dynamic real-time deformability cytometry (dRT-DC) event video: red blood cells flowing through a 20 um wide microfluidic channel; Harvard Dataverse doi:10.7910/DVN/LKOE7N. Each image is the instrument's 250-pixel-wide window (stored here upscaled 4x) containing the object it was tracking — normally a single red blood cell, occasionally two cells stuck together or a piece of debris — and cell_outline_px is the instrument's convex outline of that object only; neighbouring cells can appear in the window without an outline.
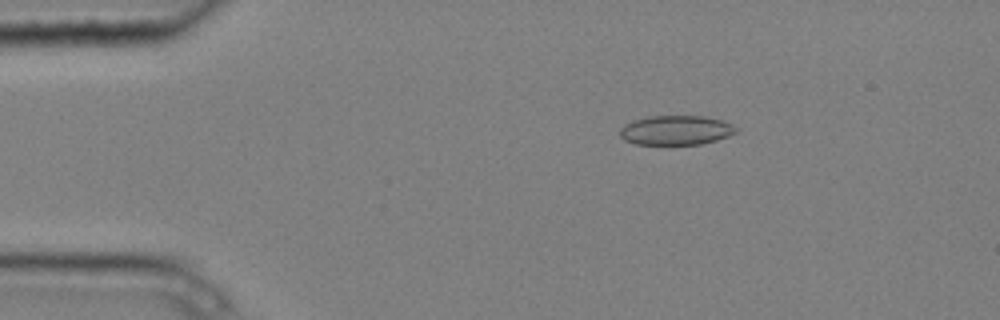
{"species": "common noctule bat (a hibernating species)", "species_latin": "Nyctalus noctula", "temperature_condition": "cold", "stored_images_in_passage": 5, "camera_frame_rate_fps": 3000, "um_per_image_px": 0.085, "animal": {"sex": "male", "body_mass_g": 20.4}, "frame": {"image": 1, "passage_image": 2, "time_ms": 0.333, "image_size_px": [1000, 320], "cell_outline_px": [[740, 128], [736, 132], [728, 136], [716, 140], [700, 144], [636, 144], [624, 140], [620, 136], [620, 128], [624, 124], [632, 120], [648, 116], [704, 116], [720, 120], [732, 124]], "centroid_in_image_um": [57.44, 11.06], "position_along_channel_um": 27.6, "area_um2": 20.0}}
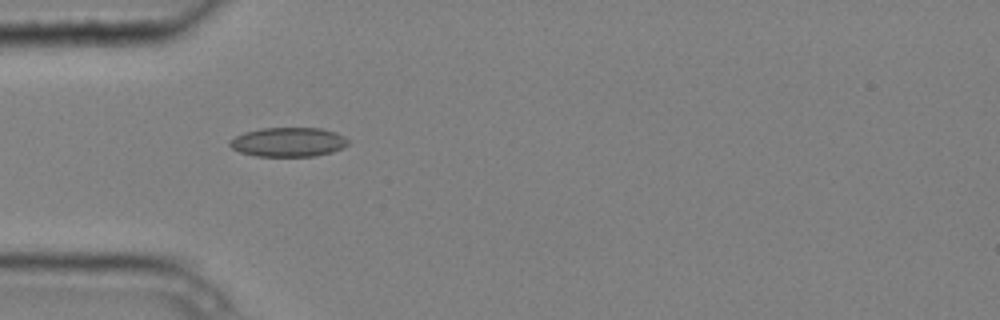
{"frame": {"image": 2, "passage_image": 4, "time_ms": 1.0, "image_size_px": [1000, 320], "cell_outline_px": [[348, 144], [332, 152], [316, 156], [256, 156], [240, 152], [232, 148], [228, 144], [236, 136], [244, 132], [260, 128], [320, 128], [336, 132], [344, 136], [348, 140]], "centroid_in_image_um": [24.51, 12.07], "position_along_channel_um": 60.5, "area_um2": 20.11}}
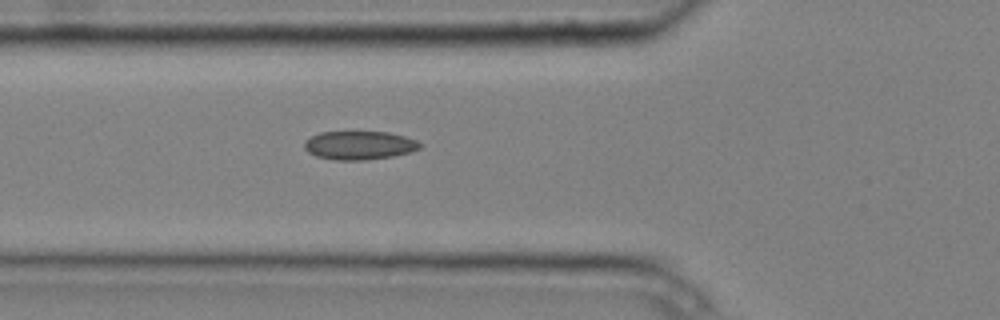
{"frame": {"image": 3, "passage_image": 5, "time_ms": 1.333, "image_size_px": [1000, 320], "cell_outline_px": [[424, 144], [420, 148], [412, 152], [392, 156], [364, 160], [336, 160], [316, 156], [308, 152], [304, 148], [304, 140], [320, 132], [388, 132], [404, 136], [416, 140]], "centroid_in_image_um": [30.55, 12.35], "position_along_channel_um": 95.2, "area_um2": 19.31}}